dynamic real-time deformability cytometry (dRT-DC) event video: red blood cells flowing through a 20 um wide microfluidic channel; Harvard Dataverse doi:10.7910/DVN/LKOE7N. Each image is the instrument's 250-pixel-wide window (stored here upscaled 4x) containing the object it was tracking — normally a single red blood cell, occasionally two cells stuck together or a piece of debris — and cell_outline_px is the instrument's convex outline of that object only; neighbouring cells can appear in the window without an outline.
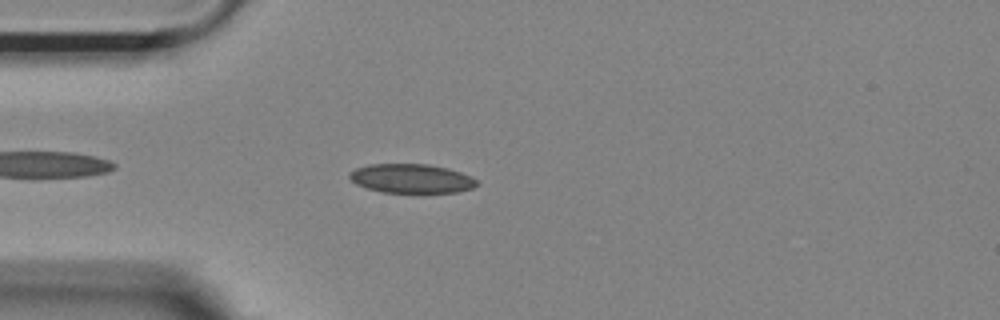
{"species": "Egyptian fruit bat (a non-hibernating species)", "species_latin": "Rousettus aegyptiacus", "temperature_condition": "room temperature", "stored_images_in_passage": 44, "camera_frame_rate_fps": 3000, "um_per_image_px": 0.085, "animal": {"sex": "female"}, "frame": {"image": 1, "passage_image": 5, "time_ms": 1.333, "image_size_px": [1000, 320], "cell_outline_px": [[480, 184], [472, 188], [460, 192], [420, 196], [380, 192], [356, 184], [348, 176], [348, 172], [356, 168], [368, 164], [428, 164], [448, 168], [472, 176]], "centroid_in_image_um": [35.01, 15.23], "position_along_channel_um": 50.0, "area_um2": 22.83}}
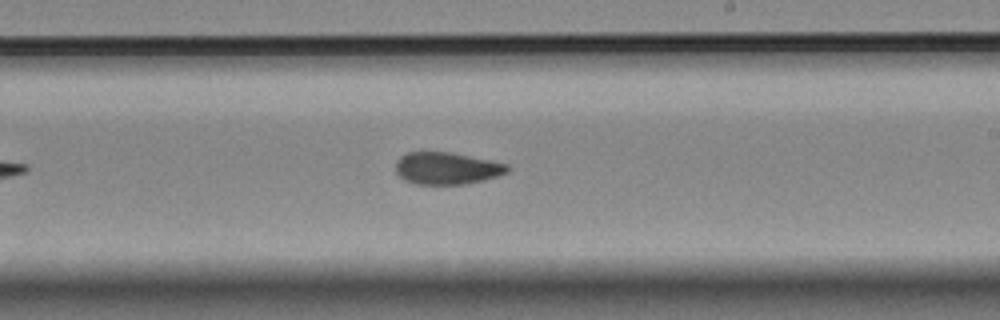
{"frame": {"image": 2, "passage_image": 22, "time_ms": 7.0, "image_size_px": [1000, 320], "cell_outline_px": [[512, 168], [508, 172], [484, 180], [464, 184], [416, 184], [404, 180], [396, 172], [396, 160], [400, 156], [408, 152], [448, 152], [492, 160], [508, 164]], "centroid_in_image_um": [37.99, 14.3], "position_along_channel_um": 251.0, "area_um2": 20.98}}
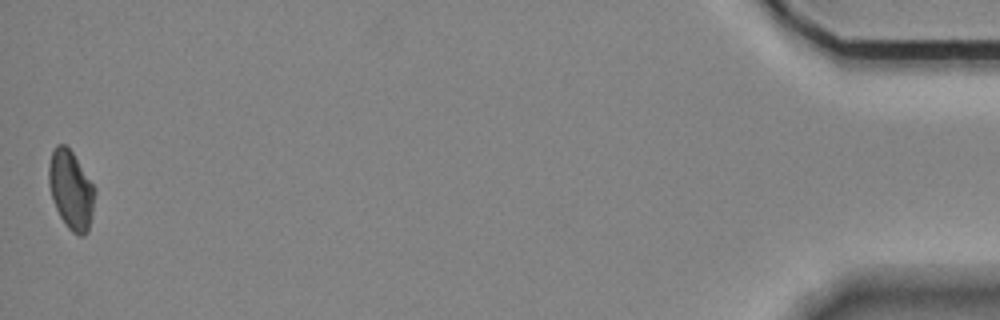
{"frame": {"image": 3, "passage_image": 44, "time_ms": 14.333, "image_size_px": [1000, 320], "cell_outline_px": [[96, 192], [92, 216], [88, 232], [84, 236], [80, 236], [72, 232], [64, 224], [52, 200], [48, 184], [48, 168], [52, 152], [56, 144], [64, 144], [72, 152], [96, 188]], "centroid_in_image_um": [6.04, 16.17], "position_along_channel_um": 429.2, "area_um2": 21.33}, "authors_computed_cell_mechanics": {"area_um2": 21.2415, "velocity_mm_per_s": 3.7026, "shape_relaxation_time_tau1_ms": 8.9509, "shape_relaxation_time_tau2_ms": 2.9239, "deformation_change_tau1": 0.1604, "deformation_change_tau2": 0.0699}}